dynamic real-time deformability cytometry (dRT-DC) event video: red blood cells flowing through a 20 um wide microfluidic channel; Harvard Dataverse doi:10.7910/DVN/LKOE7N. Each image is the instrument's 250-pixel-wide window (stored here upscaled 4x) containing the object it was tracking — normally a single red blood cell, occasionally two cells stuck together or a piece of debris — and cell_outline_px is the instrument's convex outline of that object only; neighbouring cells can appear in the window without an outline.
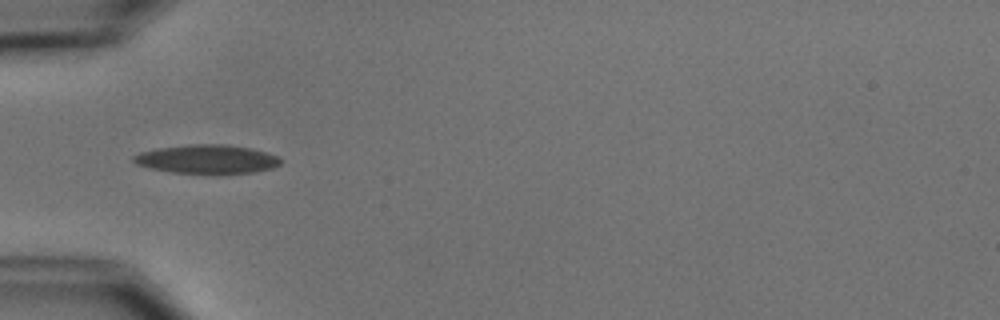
{"species": "common noctule bat (a hibernating species)", "species_latin": "Nyctalus noctula", "temperature_condition": "cold", "stored_images_in_passage": 2, "camera_frame_rate_fps": 3000, "um_per_image_px": 0.085, "animal": {"sex": "male", "body_mass_g": 15.6}, "frame": {"image": 1, "passage_image": 1, "time_ms": 0.0, "image_size_px": [1000, 320], "cell_outline_px": [[280, 164], [272, 168], [252, 172], [216, 176], [172, 172], [152, 168], [136, 164], [132, 160], [132, 156], [140, 152], [156, 148], [188, 144], [224, 144], [252, 148], [276, 156], [280, 160]], "centroid_in_image_um": [17.57, 13.55], "position_along_channel_um": 67.4, "area_um2": 25.26}}